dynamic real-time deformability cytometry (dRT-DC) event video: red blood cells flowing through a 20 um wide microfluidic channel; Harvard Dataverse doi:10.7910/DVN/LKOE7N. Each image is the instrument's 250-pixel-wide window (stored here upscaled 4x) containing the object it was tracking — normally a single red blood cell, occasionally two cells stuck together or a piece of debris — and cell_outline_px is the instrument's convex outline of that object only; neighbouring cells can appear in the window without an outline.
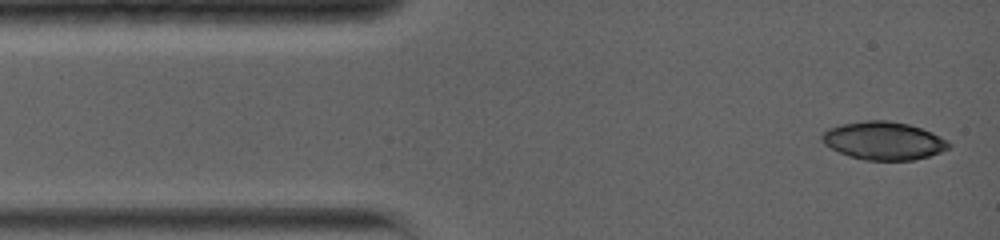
{"species": "common noctule bat (a hibernating species)", "species_latin": "Nyctalus noctula", "temperature_condition": "warm", "stored_images_in_passage": 4, "camera_frame_rate_fps": 5000, "um_per_image_px": 0.085, "animal": {"sex": "female", "body_mass_g": 19.0, "forearm_length_mm": 56.7}, "frame": {"image": 1, "passage_image": 1, "time_ms": 0.0, "image_size_px": [1000, 240], "cell_outline_px": [[952, 144], [948, 148], [940, 152], [928, 156], [912, 160], [864, 160], [848, 156], [824, 144], [820, 140], [820, 136], [828, 128], [840, 124], [864, 120], [888, 120], [908, 124], [932, 132], [948, 140]], "centroid_in_image_um": [75.09, 11.95], "position_along_channel_um": 9.9, "area_um2": 28.21}}